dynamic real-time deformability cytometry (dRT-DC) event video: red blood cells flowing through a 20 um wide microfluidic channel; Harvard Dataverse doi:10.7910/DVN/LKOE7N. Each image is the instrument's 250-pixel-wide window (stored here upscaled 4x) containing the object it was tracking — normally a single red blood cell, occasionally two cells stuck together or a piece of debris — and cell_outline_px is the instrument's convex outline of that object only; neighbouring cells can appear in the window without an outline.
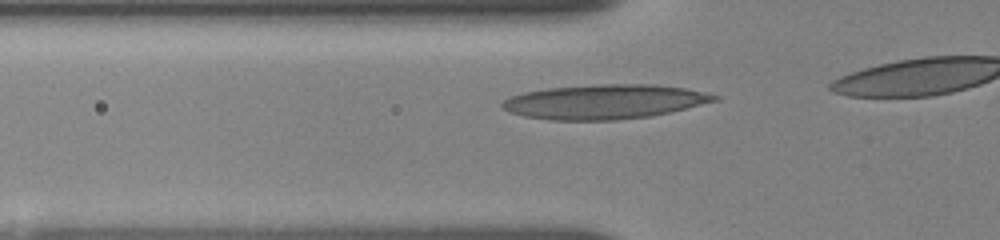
{"species": "human", "species_latin": "Homo sapiens", "temperature_condition": "room temperature", "stored_images_in_passage": 12, "camera_frame_rate_fps": 3000, "um_per_image_px": 0.085, "donor": {"sex": "female"}, "frame": {"image": 1, "passage_image": 6, "time_ms": 1.667, "image_size_px": [1000, 240], "cell_outline_px": [[720, 100], [652, 116], [616, 120], [548, 120], [524, 116], [508, 112], [500, 108], [500, 104], [508, 96], [524, 92], [548, 88], [600, 84], [656, 84], [684, 88], [720, 96]], "centroid_in_image_um": [51.34, 8.65], "position_along_channel_um": 74.5, "area_um2": 42.83}}
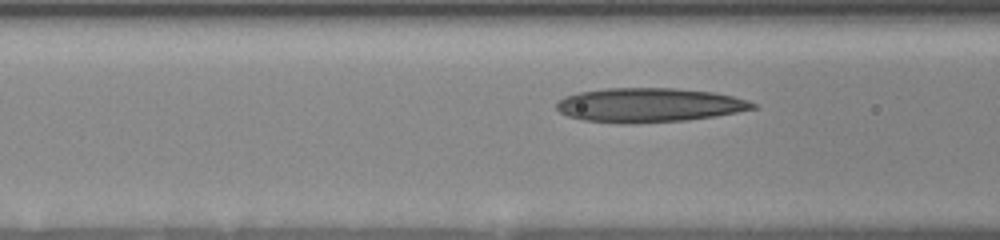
{"frame": {"image": 2, "passage_image": 9, "time_ms": 2.667, "image_size_px": [1000, 240], "cell_outline_px": [[756, 108], [716, 116], [688, 120], [632, 124], [620, 124], [584, 120], [568, 116], [560, 112], [556, 108], [556, 104], [564, 96], [580, 92], [608, 88], [672, 88], [712, 92], [732, 96], [756, 104]], "centroid_in_image_um": [55.13, 8.94], "position_along_channel_um": 111.5, "area_um2": 39.02}}